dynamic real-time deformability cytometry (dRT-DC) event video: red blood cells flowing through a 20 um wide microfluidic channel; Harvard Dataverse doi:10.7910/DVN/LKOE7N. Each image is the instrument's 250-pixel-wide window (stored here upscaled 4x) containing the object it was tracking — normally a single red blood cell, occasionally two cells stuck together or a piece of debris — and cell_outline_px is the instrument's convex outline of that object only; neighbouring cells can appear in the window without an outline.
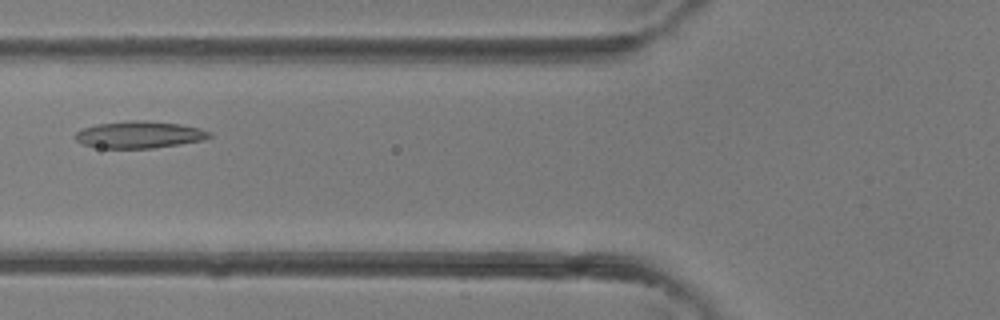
{"species": "common noctule bat (a hibernating species)", "species_latin": "Nyctalus noctula", "temperature_condition": "room temperature", "stored_images_in_passage": 4, "camera_frame_rate_fps": 3000, "um_per_image_px": 0.085, "animal": {"sex": "female"}, "frame": {"image": 1, "passage_image": 4, "time_ms": 1.0, "image_size_px": [1000, 320], "cell_outline_px": [[212, 136], [204, 140], [180, 144], [152, 148], [100, 148], [84, 144], [76, 140], [72, 136], [76, 132], [84, 128], [96, 124], [128, 120], [144, 120], [180, 124], [200, 128], [212, 132]], "centroid_in_image_um": [11.85, 11.44], "position_along_channel_um": 113.9, "area_um2": 21.21}}